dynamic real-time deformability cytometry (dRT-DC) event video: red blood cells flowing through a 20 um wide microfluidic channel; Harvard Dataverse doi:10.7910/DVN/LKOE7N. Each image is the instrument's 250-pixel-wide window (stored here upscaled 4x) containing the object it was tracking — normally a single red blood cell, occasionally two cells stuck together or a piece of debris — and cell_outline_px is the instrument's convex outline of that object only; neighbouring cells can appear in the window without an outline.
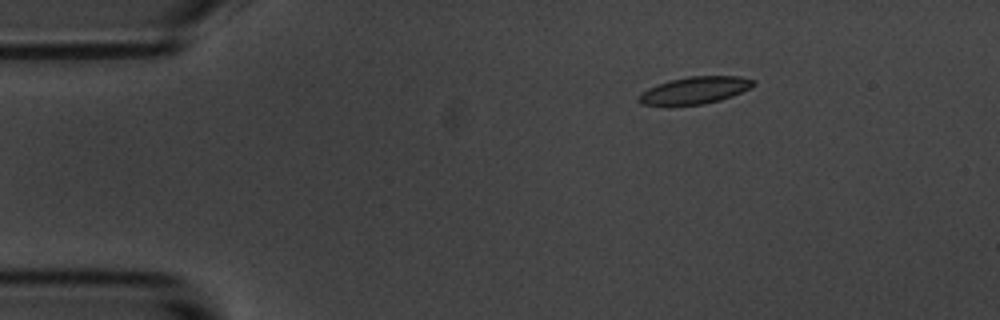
{"species": "common noctule bat (a hibernating species)", "species_latin": "Nyctalus noctula", "temperature_condition": "room temperature", "stored_images_in_passage": 4, "camera_frame_rate_fps": 3000, "um_per_image_px": 0.085, "animal": {"sex": "male", "body_mass_g": 20.1, "forearm_length_mm": 53.5}, "frame": {"image": 1, "passage_image": 2, "time_ms": 1.0, "image_size_px": [1000, 320], "cell_outline_px": [[756, 84], [752, 88], [732, 96], [720, 100], [704, 104], [640, 104], [636, 100], [640, 92], [656, 84], [688, 76], [740, 76], [756, 80]], "centroid_in_image_um": [59.1, 7.65], "position_along_channel_um": 25.9, "area_um2": 18.09}}